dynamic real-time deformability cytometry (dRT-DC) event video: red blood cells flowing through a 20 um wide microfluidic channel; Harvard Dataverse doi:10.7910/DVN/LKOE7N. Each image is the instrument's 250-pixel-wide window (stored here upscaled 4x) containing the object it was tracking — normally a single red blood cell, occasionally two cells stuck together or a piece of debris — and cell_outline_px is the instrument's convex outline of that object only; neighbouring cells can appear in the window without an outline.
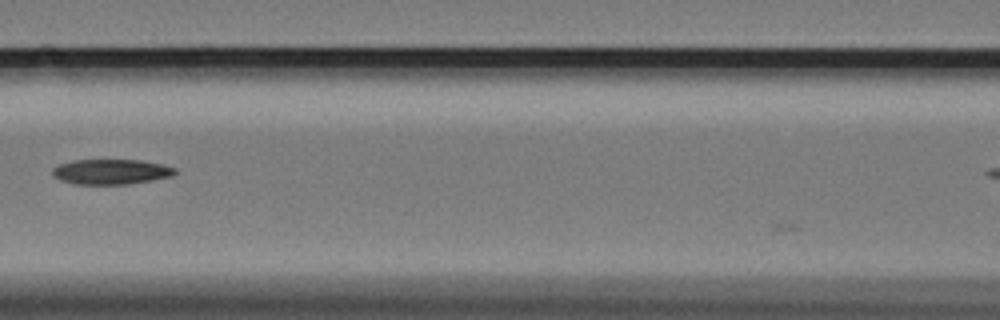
{"species": "Egyptian fruit bat (a non-hibernating species)", "species_latin": "Rousettus aegyptiacus", "temperature_condition": "cold", "stored_images_in_passage": 7, "camera_frame_rate_fps": 3000, "um_per_image_px": 0.085, "animal": {"sex": "female"}, "frame": {"image": 1, "passage_image": 4, "time_ms": 1.0, "image_size_px": [1000, 320], "cell_outline_px": [[176, 172], [172, 176], [152, 180], [128, 184], [72, 184], [60, 180], [52, 176], [52, 168], [60, 164], [72, 160], [140, 160], [164, 164], [176, 168]], "centroid_in_image_um": [9.42, 14.6], "position_along_channel_um": 157.2, "area_um2": 18.09}}